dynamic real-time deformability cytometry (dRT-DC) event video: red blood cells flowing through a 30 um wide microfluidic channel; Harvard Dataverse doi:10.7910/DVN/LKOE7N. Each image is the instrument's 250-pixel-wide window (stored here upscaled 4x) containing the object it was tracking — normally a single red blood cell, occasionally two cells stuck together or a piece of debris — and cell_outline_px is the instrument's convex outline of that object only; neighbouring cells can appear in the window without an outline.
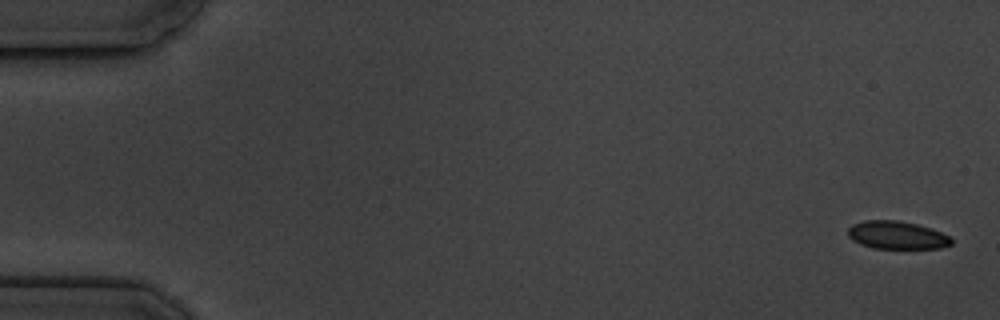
{"species": "common noctule bat (a hibernating species)", "species_latin": "Nyctalus noctula", "temperature_condition": "cold", "stored_images_in_passage": 7, "camera_frame_rate_fps": 3000, "um_per_image_px": 0.085, "animal": {"sex": "male", "body_mass_g": 19.5, "forearm_length_mm": 54.6}, "frame": {"image": 1, "passage_image": 1, "time_ms": 0.0, "image_size_px": [1000, 320], "cell_outline_px": [[952, 244], [940, 248], [872, 248], [860, 244], [852, 240], [848, 236], [848, 228], [852, 224], [864, 220], [896, 220], [916, 224], [932, 228], [952, 236]], "centroid_in_image_um": [76.25, 19.98], "position_along_channel_um": 8.8, "area_um2": 16.99}}
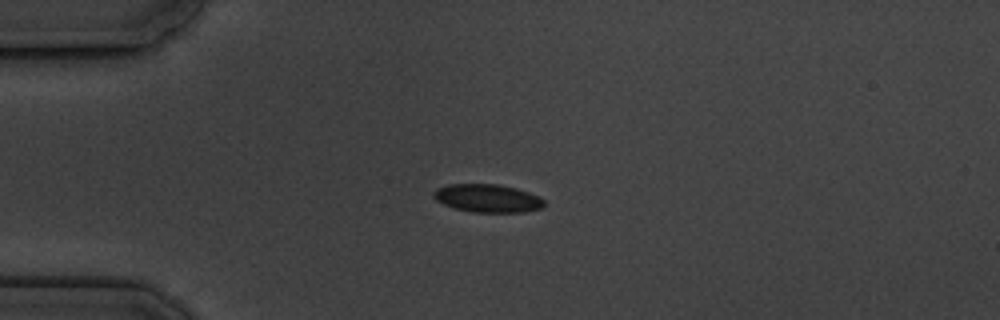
{"frame": {"image": 2, "passage_image": 4, "time_ms": 4.333, "image_size_px": [1000, 320], "cell_outline_px": [[544, 208], [524, 212], [472, 212], [452, 208], [436, 200], [432, 196], [432, 192], [436, 188], [448, 184], [500, 184], [516, 188], [540, 196], [544, 200]], "centroid_in_image_um": [41.44, 16.85], "position_along_channel_um": 43.6, "area_um2": 18.38}}
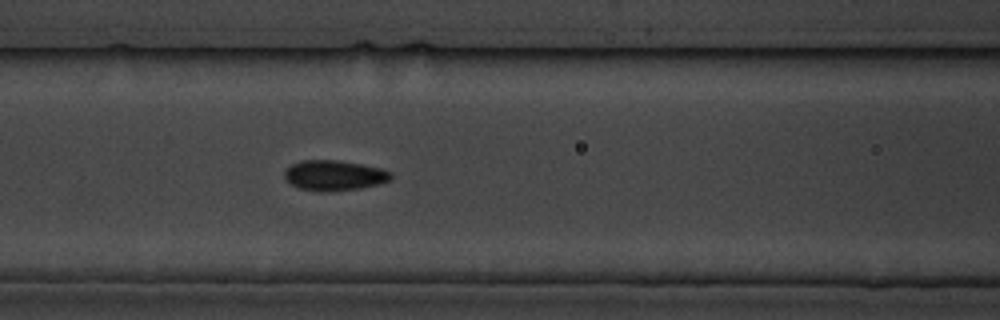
{"frame": {"image": 3, "passage_image": 7, "time_ms": 7.667, "image_size_px": [1000, 320], "cell_outline_px": [[392, 180], [380, 184], [360, 188], [328, 192], [320, 192], [300, 188], [292, 184], [284, 176], [284, 172], [292, 164], [300, 160], [336, 160], [360, 164], [380, 168], [392, 172]], "centroid_in_image_um": [28.44, 14.91], "position_along_channel_um": 138.2, "area_um2": 18.79}}